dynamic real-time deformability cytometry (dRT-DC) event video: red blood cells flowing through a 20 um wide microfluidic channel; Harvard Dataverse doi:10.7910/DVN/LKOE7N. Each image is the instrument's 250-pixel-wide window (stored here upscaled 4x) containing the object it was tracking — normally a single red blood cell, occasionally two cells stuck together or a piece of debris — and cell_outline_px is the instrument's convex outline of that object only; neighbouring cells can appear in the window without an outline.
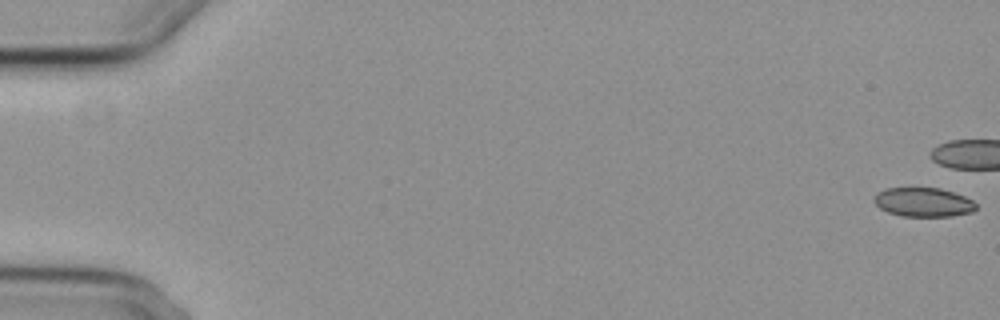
{"species": "common noctule bat (a hibernating species)", "species_latin": "Nyctalus noctula", "temperature_condition": "cold", "stored_images_in_passage": 7, "camera_frame_rate_fps": 3000, "um_per_image_px": 0.085, "animal": {"sex": "female", "body_mass_g": 29.2, "forearm_length_mm": 56.3}, "frame": {"image": 1, "passage_image": 1, "time_ms": 0.0, "image_size_px": [1000, 320], "cell_outline_px": [[976, 208], [972, 212], [952, 216], [900, 216], [888, 212], [880, 208], [872, 200], [876, 192], [884, 188], [940, 188], [964, 196], [972, 200], [976, 204]], "centroid_in_image_um": [78.45, 17.18], "position_along_channel_um": 6.6, "area_um2": 17.34}}
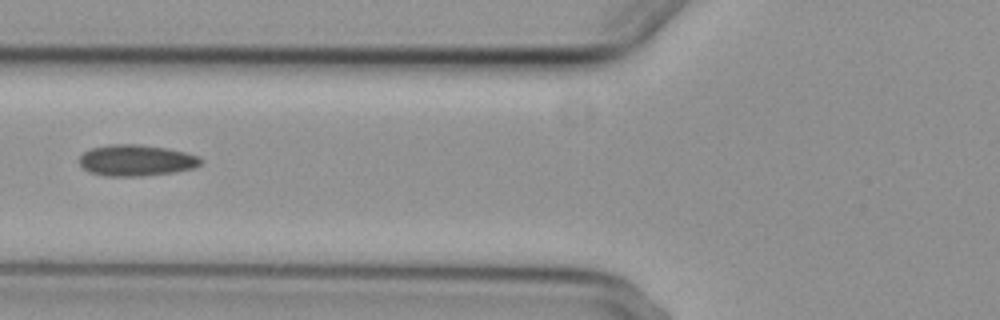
{"frame": {"image": 2, "passage_image": 7, "time_ms": 8.333, "image_size_px": [1000, 320], "cell_outline_px": [[204, 160], [200, 164], [192, 168], [176, 172], [144, 176], [104, 176], [88, 172], [80, 164], [80, 156], [84, 152], [92, 148], [108, 144], [140, 144], [168, 148], [200, 156]], "centroid_in_image_um": [11.59, 13.63], "position_along_channel_um": 114.2, "area_um2": 22.31}}